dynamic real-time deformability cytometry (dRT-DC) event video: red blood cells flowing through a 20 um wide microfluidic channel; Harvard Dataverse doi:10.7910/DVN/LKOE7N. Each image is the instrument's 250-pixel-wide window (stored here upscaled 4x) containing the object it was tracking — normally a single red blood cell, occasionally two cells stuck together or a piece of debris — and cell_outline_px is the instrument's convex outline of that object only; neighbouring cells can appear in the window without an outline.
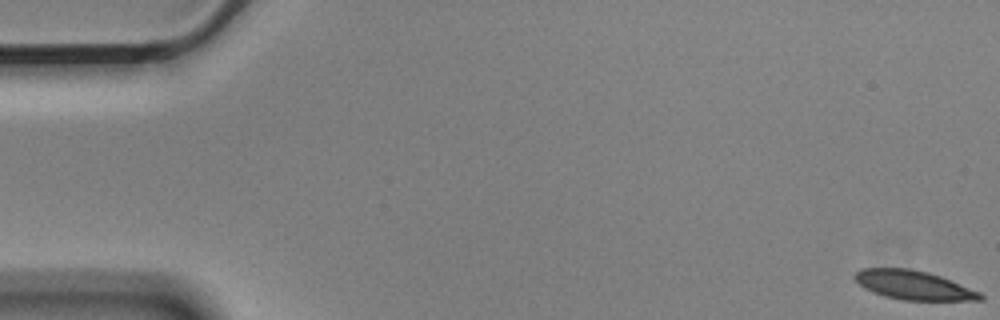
{"species": "Egyptian fruit bat (a non-hibernating species)", "species_latin": "Rousettus aegyptiacus", "temperature_condition": "cold", "stored_images_in_passage": 57, "camera_frame_rate_fps": 3000, "um_per_image_px": 0.085, "animal": {"sex": "male"}, "frame": {"image": 1, "passage_image": 1, "time_ms": 0.0, "image_size_px": [1000, 320], "cell_outline_px": [[984, 300], [904, 300], [884, 296], [872, 292], [864, 288], [852, 276], [856, 272], [864, 268], [908, 268], [928, 272], [940, 276], [980, 292], [984, 296]], "centroid_in_image_um": [77.64, 24.23], "position_along_channel_um": 7.4, "area_um2": 21.1}}
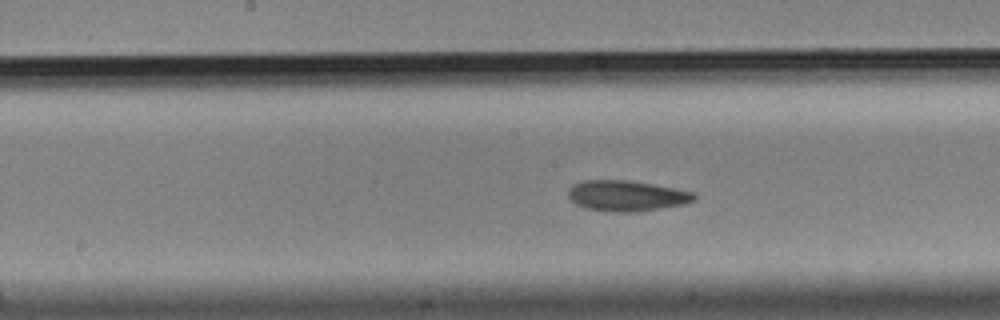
{"frame": {"image": 2, "passage_image": 29, "time_ms": 9.333, "image_size_px": [1000, 320], "cell_outline_px": [[696, 200], [684, 204], [636, 212], [612, 212], [584, 208], [576, 204], [568, 196], [568, 188], [572, 184], [584, 180], [628, 180], [676, 188], [696, 192]], "centroid_in_image_um": [53.26, 16.64], "position_along_channel_um": 194.9, "area_um2": 22.72}}
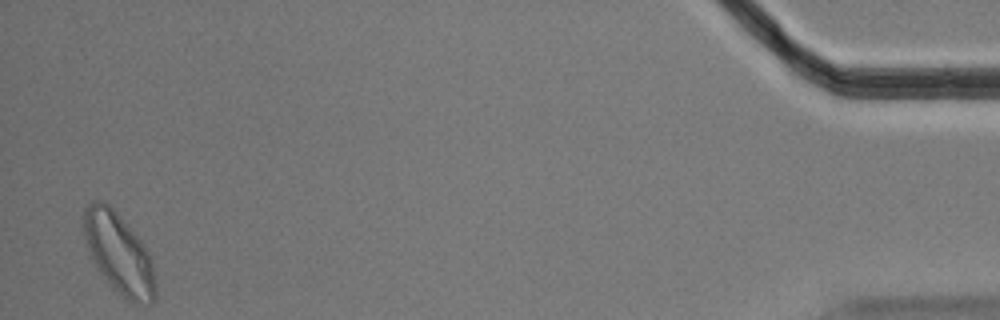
{"frame": {"image": 3, "passage_image": 56, "time_ms": 18.333, "image_size_px": [1000, 320], "cell_outline_px": [[156, 300], [152, 304], [132, 304], [112, 288], [100, 272], [88, 248], [80, 224], [80, 216], [84, 204], [92, 200], [104, 200], [116, 212], [140, 240], [148, 252], [152, 260], [156, 280]], "centroid_in_image_um": [10.08, 21.53], "position_along_channel_um": 425.1, "area_um2": 34.33}, "authors_computed_cell_mechanics": {"area_um2": 22.4264, "velocity_mm_per_s": 3.5189, "shape_relaxation_time_tau1_ms": 3.7808, "shape_relaxation_time_tau2_ms": 2.2463, "deformation_change_tau1": 0.1376, "deformation_change_tau2": 0.0835}}